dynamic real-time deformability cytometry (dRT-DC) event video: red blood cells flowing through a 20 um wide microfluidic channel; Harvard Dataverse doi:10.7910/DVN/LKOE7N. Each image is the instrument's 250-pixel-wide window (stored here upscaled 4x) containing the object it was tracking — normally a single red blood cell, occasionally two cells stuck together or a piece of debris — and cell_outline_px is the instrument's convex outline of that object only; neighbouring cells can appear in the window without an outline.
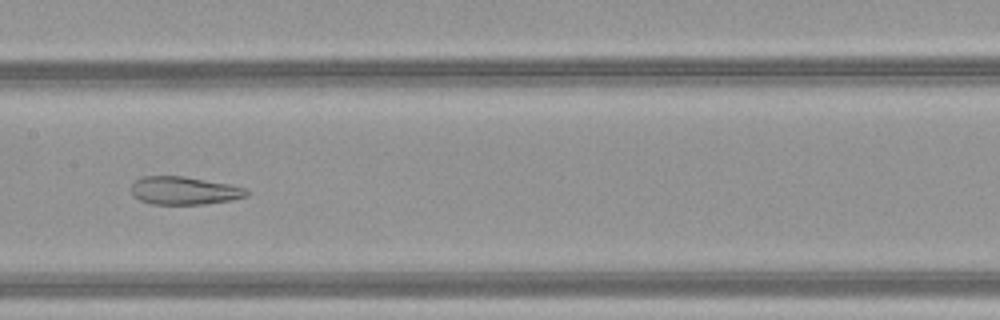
{"species": "common noctule bat (a hibernating species)", "species_latin": "Nyctalus noctula", "temperature_condition": "warm", "stored_images_in_passage": 46, "camera_frame_rate_fps": 3000, "um_per_image_px": 0.085, "animal": {"sex": "female", "body_mass_g": 21.9}, "frame": {"image": 1, "passage_image": 23, "time_ms": 7.333, "image_size_px": [1000, 320], "cell_outline_px": [[248, 196], [228, 200], [204, 204], [152, 204], [140, 200], [132, 196], [132, 184], [140, 176], [184, 176], [228, 184], [248, 188]], "centroid_in_image_um": [15.64, 16.2], "position_along_channel_um": 191.8, "area_um2": 18.79}}
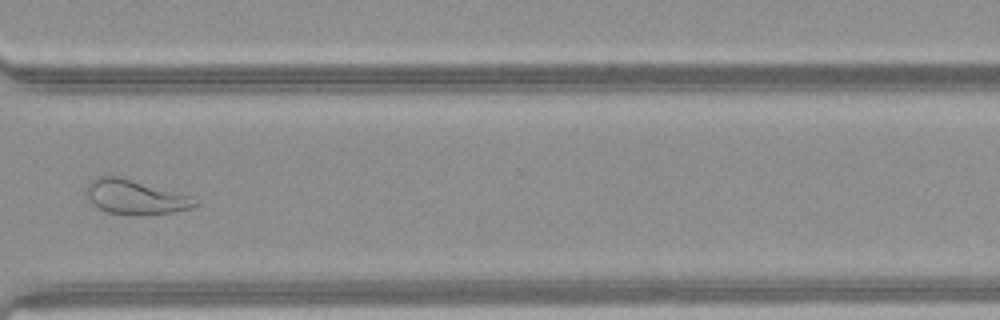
{"frame": {"image": 2, "passage_image": 35, "time_ms": 11.333, "image_size_px": [1000, 320], "cell_outline_px": [[200, 204], [192, 208], [172, 212], [144, 216], [108, 212], [92, 204], [88, 200], [84, 192], [88, 184], [96, 176], [120, 176], [192, 196], [200, 200]], "centroid_in_image_um": [11.52, 16.75], "position_along_channel_um": 359.1, "area_um2": 22.2}}
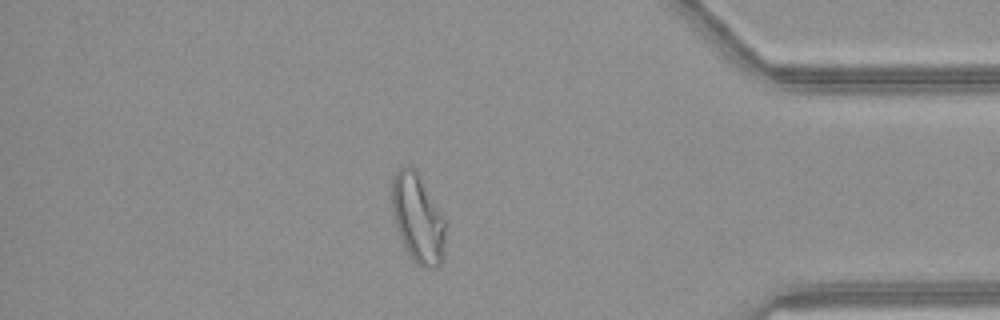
{"frame": {"image": 3, "passage_image": 40, "time_ms": 13.0, "image_size_px": [1000, 320], "cell_outline_px": [[448, 224], [440, 264], [436, 268], [424, 268], [416, 264], [412, 260], [400, 236], [392, 212], [392, 176], [404, 164], [412, 164], [420, 176]], "centroid_in_image_um": [35.52, 18.53], "position_along_channel_um": 399.7, "area_um2": 27.92}, "authors_computed_cell_mechanics": {"area_um2": 26.3279, "velocity_mm_per_s": 4.2022, "shape_relaxation_time_tau1_ms": null, "shape_relaxation_time_tau2_ms": 2.0529, "deformation_change_tau1": null, "deformation_change_tau2": 0.1061}}